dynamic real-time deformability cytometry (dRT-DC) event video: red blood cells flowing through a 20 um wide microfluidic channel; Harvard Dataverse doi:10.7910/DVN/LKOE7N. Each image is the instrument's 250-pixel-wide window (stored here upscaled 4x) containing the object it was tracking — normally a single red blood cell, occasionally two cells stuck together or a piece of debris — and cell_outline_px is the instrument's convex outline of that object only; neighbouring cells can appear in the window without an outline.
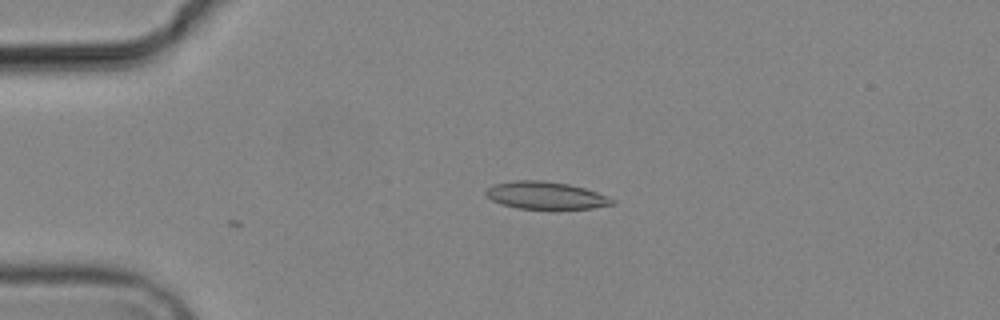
{"species": "common noctule bat (a hibernating species)", "species_latin": "Nyctalus noctula", "temperature_condition": "cold", "stored_images_in_passage": 3, "camera_frame_rate_fps": 3000, "um_per_image_px": 0.085, "animal": {"sex": "male", "body_mass_g": 19.2, "forearm_length_mm": 51.8}, "frame": {"image": 1, "passage_image": 2, "time_ms": 1.0, "image_size_px": [1000, 320], "cell_outline_px": [[616, 204], [592, 208], [516, 208], [492, 200], [484, 192], [492, 184], [512, 180], [544, 180], [568, 184], [584, 188], [596, 192], [616, 200]], "centroid_in_image_um": [46.38, 16.59], "position_along_channel_um": 38.6, "area_um2": 20.0}}